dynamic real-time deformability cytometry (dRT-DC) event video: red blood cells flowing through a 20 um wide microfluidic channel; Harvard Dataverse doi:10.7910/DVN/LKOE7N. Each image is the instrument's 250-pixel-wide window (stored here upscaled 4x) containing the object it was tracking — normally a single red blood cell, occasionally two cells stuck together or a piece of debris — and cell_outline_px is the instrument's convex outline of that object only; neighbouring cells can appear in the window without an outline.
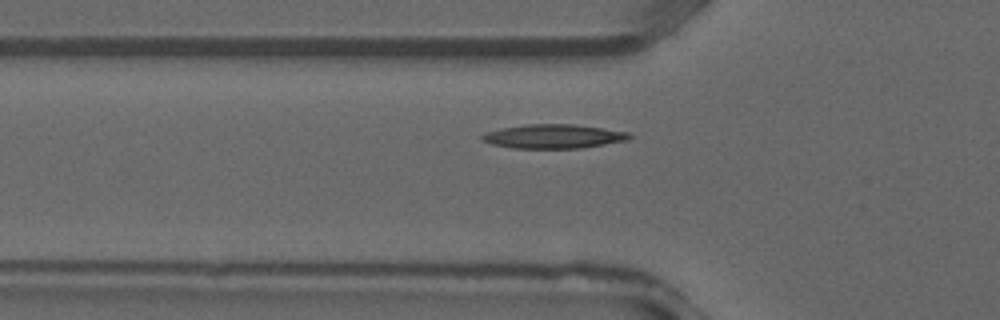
{"species": "common noctule bat (a hibernating species)", "species_latin": "Nyctalus noctula", "temperature_condition": "warm", "stored_images_in_passage": 28, "camera_frame_rate_fps": 3000, "um_per_image_px": 0.085, "animal": {"sex": "male", "forearm_length_mm": 52.5}, "frame": {"image": 1, "passage_image": 7, "time_ms": 2.0, "image_size_px": [1000, 320], "cell_outline_px": [[632, 136], [628, 140], [580, 148], [512, 148], [492, 144], [484, 140], [480, 136], [488, 132], [504, 128], [528, 124], [572, 124], [628, 132]], "centroid_in_image_um": [47.07, 11.59], "position_along_channel_um": 78.7, "area_um2": 20.23}}
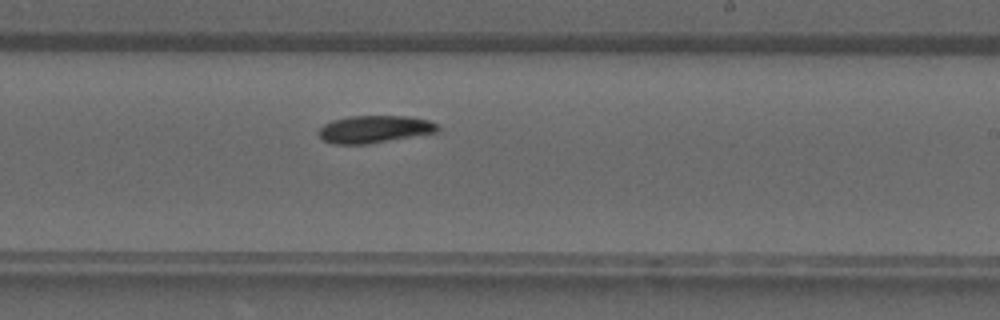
{"frame": {"image": 2, "passage_image": 17, "time_ms": 5.333, "image_size_px": [1000, 320], "cell_outline_px": [[440, 128], [436, 132], [368, 144], [332, 144], [324, 140], [316, 132], [324, 124], [332, 120], [348, 116], [408, 116], [428, 120], [436, 124]], "centroid_in_image_um": [31.79, 10.98], "position_along_channel_um": 257.2, "area_um2": 18.96}}
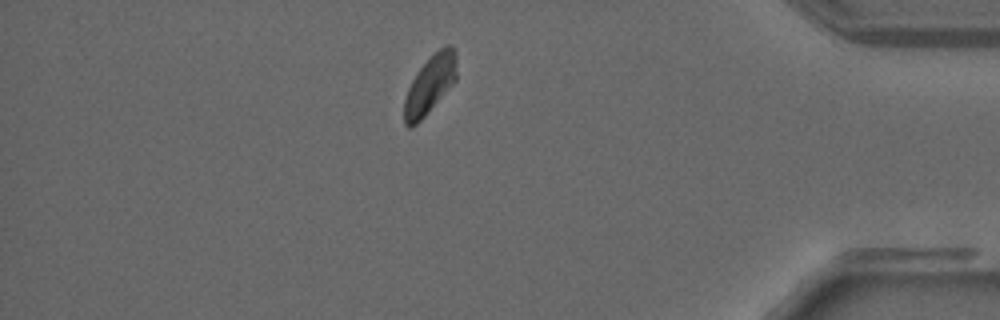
{"frame": {"image": 3, "passage_image": 27, "time_ms": 8.667, "image_size_px": [1000, 320], "cell_outline_px": [[456, 80], [424, 116], [412, 128], [408, 128], [404, 124], [404, 100], [408, 88], [412, 80], [420, 68], [440, 48], [448, 44], [452, 44], [456, 52]], "centroid_in_image_um": [36.54, 7.2], "position_along_channel_um": 398.7, "area_um2": 17.46}}